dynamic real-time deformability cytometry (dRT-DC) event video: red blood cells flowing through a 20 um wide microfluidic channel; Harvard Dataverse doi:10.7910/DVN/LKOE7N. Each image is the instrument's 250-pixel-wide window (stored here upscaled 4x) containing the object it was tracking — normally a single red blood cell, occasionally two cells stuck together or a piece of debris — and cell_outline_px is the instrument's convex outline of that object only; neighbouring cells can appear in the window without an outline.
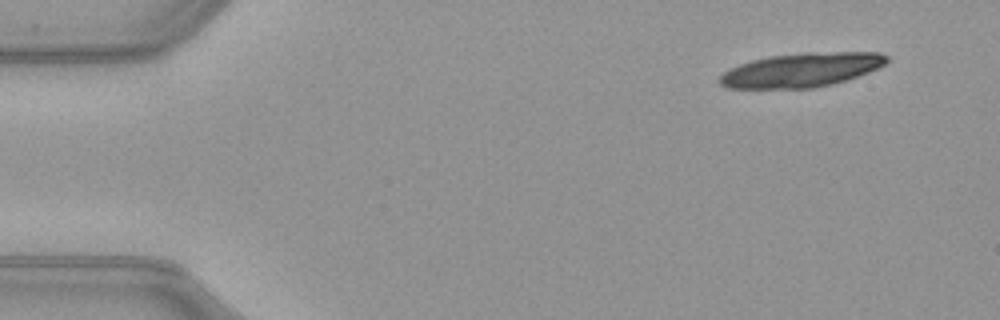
{"species": "common noctule bat (a hibernating species)", "species_latin": "Nyctalus noctula", "temperature_condition": "warm", "stored_images_in_passage": 14, "camera_frame_rate_fps": 3000, "um_per_image_px": 0.085, "animal": {"sex": "female", "body_mass_g": 21.9}, "frame": {"image": 1, "passage_image": 1, "time_ms": 0.0, "image_size_px": [1000, 320], "cell_outline_px": [[888, 60], [884, 64], [868, 72], [832, 84], [812, 88], [728, 88], [720, 84], [716, 80], [728, 68], [752, 60], [768, 56], [808, 52], [880, 52], [888, 56]], "centroid_in_image_um": [68.08, 5.94], "position_along_channel_um": 16.9, "area_um2": 33.12}}